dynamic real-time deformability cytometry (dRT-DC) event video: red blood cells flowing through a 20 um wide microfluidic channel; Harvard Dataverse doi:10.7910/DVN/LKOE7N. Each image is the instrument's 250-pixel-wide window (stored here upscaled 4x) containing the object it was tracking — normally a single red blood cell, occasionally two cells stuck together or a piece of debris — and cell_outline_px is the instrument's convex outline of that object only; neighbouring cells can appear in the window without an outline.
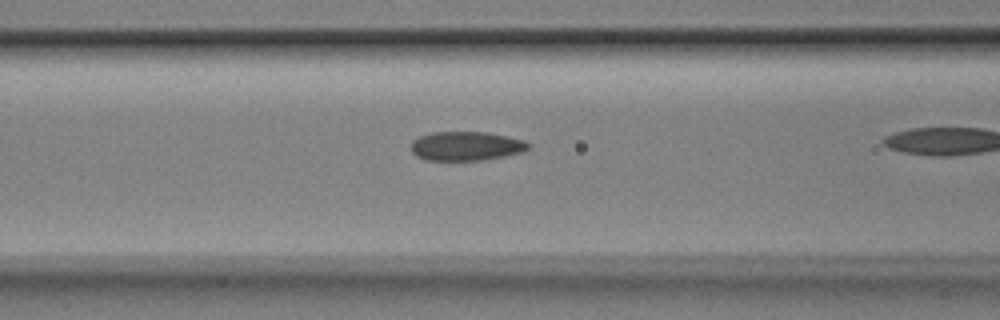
{"species": "Egyptian fruit bat (a non-hibernating species)", "species_latin": "Rousettus aegyptiacus", "temperature_condition": "room temperature", "stored_images_in_passage": 35, "camera_frame_rate_fps": 3000, "um_per_image_px": 0.085, "animal": {"sex": "male"}, "frame": {"image": 1, "passage_image": 16, "time_ms": 5.0, "image_size_px": [1000, 320], "cell_outline_px": [[532, 144], [524, 152], [484, 160], [424, 160], [416, 156], [412, 152], [412, 140], [420, 136], [432, 132], [488, 132], [508, 136], [524, 140]], "centroid_in_image_um": [39.65, 12.41], "position_along_channel_um": 127.0, "area_um2": 20.06}}
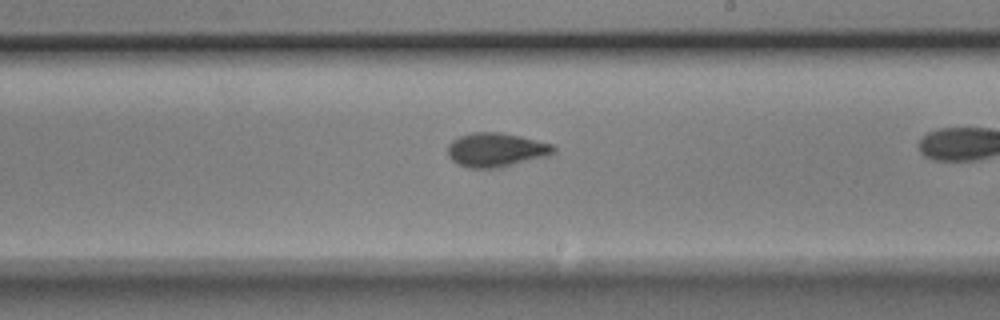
{"frame": {"image": 2, "passage_image": 25, "time_ms": 8.0, "image_size_px": [1000, 320], "cell_outline_px": [[556, 152], [548, 156], [500, 168], [468, 168], [456, 164], [448, 156], [448, 144], [452, 140], [460, 136], [472, 132], [504, 132], [552, 144], [556, 148]], "centroid_in_image_um": [42.16, 12.74], "position_along_channel_um": 246.8, "area_um2": 21.27}}